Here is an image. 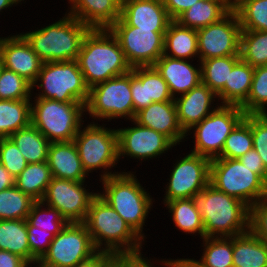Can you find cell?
Listing matches in <instances>:
<instances>
[{
    "label": "cell",
    "mask_w": 267,
    "mask_h": 267,
    "mask_svg": "<svg viewBox=\"0 0 267 267\" xmlns=\"http://www.w3.org/2000/svg\"><path fill=\"white\" fill-rule=\"evenodd\" d=\"M135 171V172H134ZM123 172L99 180L98 195L106 201L145 242L147 234L144 226L147 222L155 199L137 178L136 170Z\"/></svg>",
    "instance_id": "1"
},
{
    "label": "cell",
    "mask_w": 267,
    "mask_h": 267,
    "mask_svg": "<svg viewBox=\"0 0 267 267\" xmlns=\"http://www.w3.org/2000/svg\"><path fill=\"white\" fill-rule=\"evenodd\" d=\"M77 62L89 88L132 70L117 38L109 29L88 31Z\"/></svg>",
    "instance_id": "2"
},
{
    "label": "cell",
    "mask_w": 267,
    "mask_h": 267,
    "mask_svg": "<svg viewBox=\"0 0 267 267\" xmlns=\"http://www.w3.org/2000/svg\"><path fill=\"white\" fill-rule=\"evenodd\" d=\"M100 253H143V241L125 220L98 194L83 222Z\"/></svg>",
    "instance_id": "3"
},
{
    "label": "cell",
    "mask_w": 267,
    "mask_h": 267,
    "mask_svg": "<svg viewBox=\"0 0 267 267\" xmlns=\"http://www.w3.org/2000/svg\"><path fill=\"white\" fill-rule=\"evenodd\" d=\"M63 15L47 26L20 33L43 62L77 60L83 38L90 30L68 13Z\"/></svg>",
    "instance_id": "4"
},
{
    "label": "cell",
    "mask_w": 267,
    "mask_h": 267,
    "mask_svg": "<svg viewBox=\"0 0 267 267\" xmlns=\"http://www.w3.org/2000/svg\"><path fill=\"white\" fill-rule=\"evenodd\" d=\"M205 237H233L249 231L250 207L210 183L195 197Z\"/></svg>",
    "instance_id": "5"
},
{
    "label": "cell",
    "mask_w": 267,
    "mask_h": 267,
    "mask_svg": "<svg viewBox=\"0 0 267 267\" xmlns=\"http://www.w3.org/2000/svg\"><path fill=\"white\" fill-rule=\"evenodd\" d=\"M98 123L83 124L73 139L84 171L88 176H91L94 171L99 173V178L95 179L97 181L123 172L121 169L120 171L117 169V172L113 171L120 163L116 128Z\"/></svg>",
    "instance_id": "6"
},
{
    "label": "cell",
    "mask_w": 267,
    "mask_h": 267,
    "mask_svg": "<svg viewBox=\"0 0 267 267\" xmlns=\"http://www.w3.org/2000/svg\"><path fill=\"white\" fill-rule=\"evenodd\" d=\"M85 104L31 98V124L51 143L72 141L87 120Z\"/></svg>",
    "instance_id": "7"
},
{
    "label": "cell",
    "mask_w": 267,
    "mask_h": 267,
    "mask_svg": "<svg viewBox=\"0 0 267 267\" xmlns=\"http://www.w3.org/2000/svg\"><path fill=\"white\" fill-rule=\"evenodd\" d=\"M89 89L77 60L44 62L36 81L32 84V92L38 91L32 93V98L79 102L86 105Z\"/></svg>",
    "instance_id": "8"
},
{
    "label": "cell",
    "mask_w": 267,
    "mask_h": 267,
    "mask_svg": "<svg viewBox=\"0 0 267 267\" xmlns=\"http://www.w3.org/2000/svg\"><path fill=\"white\" fill-rule=\"evenodd\" d=\"M85 110L86 117L89 116V122L90 118L92 122L102 121L103 123L114 122L116 119L133 120L130 72L92 86L89 89Z\"/></svg>",
    "instance_id": "9"
},
{
    "label": "cell",
    "mask_w": 267,
    "mask_h": 267,
    "mask_svg": "<svg viewBox=\"0 0 267 267\" xmlns=\"http://www.w3.org/2000/svg\"><path fill=\"white\" fill-rule=\"evenodd\" d=\"M210 184L249 207L267 198V184L239 159H211Z\"/></svg>",
    "instance_id": "10"
},
{
    "label": "cell",
    "mask_w": 267,
    "mask_h": 267,
    "mask_svg": "<svg viewBox=\"0 0 267 267\" xmlns=\"http://www.w3.org/2000/svg\"><path fill=\"white\" fill-rule=\"evenodd\" d=\"M100 254L84 223H68L37 262L39 267H85Z\"/></svg>",
    "instance_id": "11"
},
{
    "label": "cell",
    "mask_w": 267,
    "mask_h": 267,
    "mask_svg": "<svg viewBox=\"0 0 267 267\" xmlns=\"http://www.w3.org/2000/svg\"><path fill=\"white\" fill-rule=\"evenodd\" d=\"M245 116L240 106L219 105L210 115L185 133L187 140L193 139L191 142L194 145L189 152L209 159L218 157L226 138Z\"/></svg>",
    "instance_id": "12"
},
{
    "label": "cell",
    "mask_w": 267,
    "mask_h": 267,
    "mask_svg": "<svg viewBox=\"0 0 267 267\" xmlns=\"http://www.w3.org/2000/svg\"><path fill=\"white\" fill-rule=\"evenodd\" d=\"M176 156L166 184L163 205L174 199L195 198L210 183L211 159L194 154L184 153Z\"/></svg>",
    "instance_id": "13"
},
{
    "label": "cell",
    "mask_w": 267,
    "mask_h": 267,
    "mask_svg": "<svg viewBox=\"0 0 267 267\" xmlns=\"http://www.w3.org/2000/svg\"><path fill=\"white\" fill-rule=\"evenodd\" d=\"M109 30L117 38L132 68L154 66L164 53L166 32H153L129 26L121 17Z\"/></svg>",
    "instance_id": "14"
},
{
    "label": "cell",
    "mask_w": 267,
    "mask_h": 267,
    "mask_svg": "<svg viewBox=\"0 0 267 267\" xmlns=\"http://www.w3.org/2000/svg\"><path fill=\"white\" fill-rule=\"evenodd\" d=\"M132 125L128 127H116L118 135V155L119 161L132 158L137 159L139 165L142 162L150 161L155 158L165 156L169 151L174 150L176 146L167 136L151 128L137 123L134 119L127 121ZM141 161V162H140Z\"/></svg>",
    "instance_id": "15"
},
{
    "label": "cell",
    "mask_w": 267,
    "mask_h": 267,
    "mask_svg": "<svg viewBox=\"0 0 267 267\" xmlns=\"http://www.w3.org/2000/svg\"><path fill=\"white\" fill-rule=\"evenodd\" d=\"M88 182L52 177L41 201L56 208L68 223H83L91 201L98 194L94 189L90 191L92 186Z\"/></svg>",
    "instance_id": "16"
},
{
    "label": "cell",
    "mask_w": 267,
    "mask_h": 267,
    "mask_svg": "<svg viewBox=\"0 0 267 267\" xmlns=\"http://www.w3.org/2000/svg\"><path fill=\"white\" fill-rule=\"evenodd\" d=\"M196 31L199 61L240 55L241 26L238 15L233 9L220 21Z\"/></svg>",
    "instance_id": "17"
},
{
    "label": "cell",
    "mask_w": 267,
    "mask_h": 267,
    "mask_svg": "<svg viewBox=\"0 0 267 267\" xmlns=\"http://www.w3.org/2000/svg\"><path fill=\"white\" fill-rule=\"evenodd\" d=\"M130 88L136 114L154 102L174 100L167 82L154 66L134 67L130 71Z\"/></svg>",
    "instance_id": "18"
},
{
    "label": "cell",
    "mask_w": 267,
    "mask_h": 267,
    "mask_svg": "<svg viewBox=\"0 0 267 267\" xmlns=\"http://www.w3.org/2000/svg\"><path fill=\"white\" fill-rule=\"evenodd\" d=\"M0 53L5 68L14 71L31 84L36 81L44 62L20 32L4 37L0 43Z\"/></svg>",
    "instance_id": "19"
},
{
    "label": "cell",
    "mask_w": 267,
    "mask_h": 267,
    "mask_svg": "<svg viewBox=\"0 0 267 267\" xmlns=\"http://www.w3.org/2000/svg\"><path fill=\"white\" fill-rule=\"evenodd\" d=\"M174 101L178 123L184 133L201 122L220 105L217 95L203 83L192 88L189 92L175 97Z\"/></svg>",
    "instance_id": "20"
},
{
    "label": "cell",
    "mask_w": 267,
    "mask_h": 267,
    "mask_svg": "<svg viewBox=\"0 0 267 267\" xmlns=\"http://www.w3.org/2000/svg\"><path fill=\"white\" fill-rule=\"evenodd\" d=\"M121 18L129 25L153 32H166L172 21L162 0H125Z\"/></svg>",
    "instance_id": "21"
},
{
    "label": "cell",
    "mask_w": 267,
    "mask_h": 267,
    "mask_svg": "<svg viewBox=\"0 0 267 267\" xmlns=\"http://www.w3.org/2000/svg\"><path fill=\"white\" fill-rule=\"evenodd\" d=\"M177 59L162 55L154 67L167 82L173 98L189 92L201 83L200 61Z\"/></svg>",
    "instance_id": "22"
},
{
    "label": "cell",
    "mask_w": 267,
    "mask_h": 267,
    "mask_svg": "<svg viewBox=\"0 0 267 267\" xmlns=\"http://www.w3.org/2000/svg\"><path fill=\"white\" fill-rule=\"evenodd\" d=\"M134 120L142 126L164 134L176 146L182 147V143L187 142L186 135L178 123L174 100L154 102L140 110Z\"/></svg>",
    "instance_id": "23"
},
{
    "label": "cell",
    "mask_w": 267,
    "mask_h": 267,
    "mask_svg": "<svg viewBox=\"0 0 267 267\" xmlns=\"http://www.w3.org/2000/svg\"><path fill=\"white\" fill-rule=\"evenodd\" d=\"M65 13L90 29H109L121 17L119 0H68Z\"/></svg>",
    "instance_id": "24"
},
{
    "label": "cell",
    "mask_w": 267,
    "mask_h": 267,
    "mask_svg": "<svg viewBox=\"0 0 267 267\" xmlns=\"http://www.w3.org/2000/svg\"><path fill=\"white\" fill-rule=\"evenodd\" d=\"M47 163L52 177L75 182L88 181V178L91 180L82 167L79 153L73 140L51 143L48 150Z\"/></svg>",
    "instance_id": "25"
},
{
    "label": "cell",
    "mask_w": 267,
    "mask_h": 267,
    "mask_svg": "<svg viewBox=\"0 0 267 267\" xmlns=\"http://www.w3.org/2000/svg\"><path fill=\"white\" fill-rule=\"evenodd\" d=\"M163 55L199 61L197 31L181 26L177 21L172 20L165 33Z\"/></svg>",
    "instance_id": "26"
},
{
    "label": "cell",
    "mask_w": 267,
    "mask_h": 267,
    "mask_svg": "<svg viewBox=\"0 0 267 267\" xmlns=\"http://www.w3.org/2000/svg\"><path fill=\"white\" fill-rule=\"evenodd\" d=\"M254 67L240 59L229 73L228 81L216 94L220 105L241 106L251 90Z\"/></svg>",
    "instance_id": "27"
},
{
    "label": "cell",
    "mask_w": 267,
    "mask_h": 267,
    "mask_svg": "<svg viewBox=\"0 0 267 267\" xmlns=\"http://www.w3.org/2000/svg\"><path fill=\"white\" fill-rule=\"evenodd\" d=\"M172 219L175 229L181 230L185 235L190 234L200 237L202 240L205 237L204 225L201 219L196 198L174 199L164 204Z\"/></svg>",
    "instance_id": "28"
},
{
    "label": "cell",
    "mask_w": 267,
    "mask_h": 267,
    "mask_svg": "<svg viewBox=\"0 0 267 267\" xmlns=\"http://www.w3.org/2000/svg\"><path fill=\"white\" fill-rule=\"evenodd\" d=\"M200 244L199 260L184 258L188 267H233V237H204Z\"/></svg>",
    "instance_id": "29"
},
{
    "label": "cell",
    "mask_w": 267,
    "mask_h": 267,
    "mask_svg": "<svg viewBox=\"0 0 267 267\" xmlns=\"http://www.w3.org/2000/svg\"><path fill=\"white\" fill-rule=\"evenodd\" d=\"M231 10L227 0H200L175 21L181 26L198 30L220 21Z\"/></svg>",
    "instance_id": "30"
},
{
    "label": "cell",
    "mask_w": 267,
    "mask_h": 267,
    "mask_svg": "<svg viewBox=\"0 0 267 267\" xmlns=\"http://www.w3.org/2000/svg\"><path fill=\"white\" fill-rule=\"evenodd\" d=\"M233 267H267V245L250 230L233 236Z\"/></svg>",
    "instance_id": "31"
},
{
    "label": "cell",
    "mask_w": 267,
    "mask_h": 267,
    "mask_svg": "<svg viewBox=\"0 0 267 267\" xmlns=\"http://www.w3.org/2000/svg\"><path fill=\"white\" fill-rule=\"evenodd\" d=\"M10 138L28 164L47 161L51 142L32 124L14 132Z\"/></svg>",
    "instance_id": "32"
},
{
    "label": "cell",
    "mask_w": 267,
    "mask_h": 267,
    "mask_svg": "<svg viewBox=\"0 0 267 267\" xmlns=\"http://www.w3.org/2000/svg\"><path fill=\"white\" fill-rule=\"evenodd\" d=\"M31 124V99L0 100V138Z\"/></svg>",
    "instance_id": "33"
},
{
    "label": "cell",
    "mask_w": 267,
    "mask_h": 267,
    "mask_svg": "<svg viewBox=\"0 0 267 267\" xmlns=\"http://www.w3.org/2000/svg\"><path fill=\"white\" fill-rule=\"evenodd\" d=\"M26 219L0 220V250H6L23 258L31 265Z\"/></svg>",
    "instance_id": "34"
},
{
    "label": "cell",
    "mask_w": 267,
    "mask_h": 267,
    "mask_svg": "<svg viewBox=\"0 0 267 267\" xmlns=\"http://www.w3.org/2000/svg\"><path fill=\"white\" fill-rule=\"evenodd\" d=\"M51 179L52 174L47 161L29 163L15 178V186L35 201H41Z\"/></svg>",
    "instance_id": "35"
},
{
    "label": "cell",
    "mask_w": 267,
    "mask_h": 267,
    "mask_svg": "<svg viewBox=\"0 0 267 267\" xmlns=\"http://www.w3.org/2000/svg\"><path fill=\"white\" fill-rule=\"evenodd\" d=\"M240 59V55H232L200 61L201 83L217 94L228 81L229 73Z\"/></svg>",
    "instance_id": "36"
},
{
    "label": "cell",
    "mask_w": 267,
    "mask_h": 267,
    "mask_svg": "<svg viewBox=\"0 0 267 267\" xmlns=\"http://www.w3.org/2000/svg\"><path fill=\"white\" fill-rule=\"evenodd\" d=\"M240 57L254 68L267 65V31L241 30Z\"/></svg>",
    "instance_id": "37"
},
{
    "label": "cell",
    "mask_w": 267,
    "mask_h": 267,
    "mask_svg": "<svg viewBox=\"0 0 267 267\" xmlns=\"http://www.w3.org/2000/svg\"><path fill=\"white\" fill-rule=\"evenodd\" d=\"M35 202L15 185L0 191V220H24Z\"/></svg>",
    "instance_id": "38"
},
{
    "label": "cell",
    "mask_w": 267,
    "mask_h": 267,
    "mask_svg": "<svg viewBox=\"0 0 267 267\" xmlns=\"http://www.w3.org/2000/svg\"><path fill=\"white\" fill-rule=\"evenodd\" d=\"M252 148V114H249L245 116L226 138L218 158L238 159Z\"/></svg>",
    "instance_id": "39"
},
{
    "label": "cell",
    "mask_w": 267,
    "mask_h": 267,
    "mask_svg": "<svg viewBox=\"0 0 267 267\" xmlns=\"http://www.w3.org/2000/svg\"><path fill=\"white\" fill-rule=\"evenodd\" d=\"M233 10L241 30L267 31V0H242Z\"/></svg>",
    "instance_id": "40"
},
{
    "label": "cell",
    "mask_w": 267,
    "mask_h": 267,
    "mask_svg": "<svg viewBox=\"0 0 267 267\" xmlns=\"http://www.w3.org/2000/svg\"><path fill=\"white\" fill-rule=\"evenodd\" d=\"M240 107L246 115L267 114V65L254 68L250 93Z\"/></svg>",
    "instance_id": "41"
},
{
    "label": "cell",
    "mask_w": 267,
    "mask_h": 267,
    "mask_svg": "<svg viewBox=\"0 0 267 267\" xmlns=\"http://www.w3.org/2000/svg\"><path fill=\"white\" fill-rule=\"evenodd\" d=\"M31 225L49 231L55 236L60 233L68 222L60 212L42 201H35L26 219Z\"/></svg>",
    "instance_id": "42"
},
{
    "label": "cell",
    "mask_w": 267,
    "mask_h": 267,
    "mask_svg": "<svg viewBox=\"0 0 267 267\" xmlns=\"http://www.w3.org/2000/svg\"><path fill=\"white\" fill-rule=\"evenodd\" d=\"M32 84L5 67L0 72V100L32 98Z\"/></svg>",
    "instance_id": "43"
},
{
    "label": "cell",
    "mask_w": 267,
    "mask_h": 267,
    "mask_svg": "<svg viewBox=\"0 0 267 267\" xmlns=\"http://www.w3.org/2000/svg\"><path fill=\"white\" fill-rule=\"evenodd\" d=\"M0 163L15 178L28 164L10 137L0 138Z\"/></svg>",
    "instance_id": "44"
},
{
    "label": "cell",
    "mask_w": 267,
    "mask_h": 267,
    "mask_svg": "<svg viewBox=\"0 0 267 267\" xmlns=\"http://www.w3.org/2000/svg\"><path fill=\"white\" fill-rule=\"evenodd\" d=\"M26 228L28 232V244L31 252V265H37V262L47 252L55 235L49 231H43V229L31 225L27 220Z\"/></svg>",
    "instance_id": "45"
},
{
    "label": "cell",
    "mask_w": 267,
    "mask_h": 267,
    "mask_svg": "<svg viewBox=\"0 0 267 267\" xmlns=\"http://www.w3.org/2000/svg\"><path fill=\"white\" fill-rule=\"evenodd\" d=\"M253 148L267 171V114H252Z\"/></svg>",
    "instance_id": "46"
},
{
    "label": "cell",
    "mask_w": 267,
    "mask_h": 267,
    "mask_svg": "<svg viewBox=\"0 0 267 267\" xmlns=\"http://www.w3.org/2000/svg\"><path fill=\"white\" fill-rule=\"evenodd\" d=\"M249 230L267 245V198L250 207Z\"/></svg>",
    "instance_id": "47"
},
{
    "label": "cell",
    "mask_w": 267,
    "mask_h": 267,
    "mask_svg": "<svg viewBox=\"0 0 267 267\" xmlns=\"http://www.w3.org/2000/svg\"><path fill=\"white\" fill-rule=\"evenodd\" d=\"M154 256L151 257H147L144 255V253L142 254H131V263H130V267H181L185 262H184V258H161L159 259V257H155ZM158 259V260H157ZM155 260V261H154ZM158 265V266H156ZM160 265V266H159Z\"/></svg>",
    "instance_id": "48"
},
{
    "label": "cell",
    "mask_w": 267,
    "mask_h": 267,
    "mask_svg": "<svg viewBox=\"0 0 267 267\" xmlns=\"http://www.w3.org/2000/svg\"><path fill=\"white\" fill-rule=\"evenodd\" d=\"M129 253H100L90 264L91 267H130Z\"/></svg>",
    "instance_id": "49"
},
{
    "label": "cell",
    "mask_w": 267,
    "mask_h": 267,
    "mask_svg": "<svg viewBox=\"0 0 267 267\" xmlns=\"http://www.w3.org/2000/svg\"><path fill=\"white\" fill-rule=\"evenodd\" d=\"M244 166L252 169L267 184V171L263 165L260 155L252 148L247 151L243 156L238 158Z\"/></svg>",
    "instance_id": "50"
},
{
    "label": "cell",
    "mask_w": 267,
    "mask_h": 267,
    "mask_svg": "<svg viewBox=\"0 0 267 267\" xmlns=\"http://www.w3.org/2000/svg\"><path fill=\"white\" fill-rule=\"evenodd\" d=\"M171 20H176L183 12L188 10L200 0H162Z\"/></svg>",
    "instance_id": "51"
},
{
    "label": "cell",
    "mask_w": 267,
    "mask_h": 267,
    "mask_svg": "<svg viewBox=\"0 0 267 267\" xmlns=\"http://www.w3.org/2000/svg\"><path fill=\"white\" fill-rule=\"evenodd\" d=\"M20 256L6 250H0V267H29Z\"/></svg>",
    "instance_id": "52"
},
{
    "label": "cell",
    "mask_w": 267,
    "mask_h": 267,
    "mask_svg": "<svg viewBox=\"0 0 267 267\" xmlns=\"http://www.w3.org/2000/svg\"><path fill=\"white\" fill-rule=\"evenodd\" d=\"M14 185H15V177H13L0 163V191L9 189Z\"/></svg>",
    "instance_id": "53"
},
{
    "label": "cell",
    "mask_w": 267,
    "mask_h": 267,
    "mask_svg": "<svg viewBox=\"0 0 267 267\" xmlns=\"http://www.w3.org/2000/svg\"><path fill=\"white\" fill-rule=\"evenodd\" d=\"M14 7V5L9 0H0V14L3 15V10H7Z\"/></svg>",
    "instance_id": "54"
},
{
    "label": "cell",
    "mask_w": 267,
    "mask_h": 267,
    "mask_svg": "<svg viewBox=\"0 0 267 267\" xmlns=\"http://www.w3.org/2000/svg\"><path fill=\"white\" fill-rule=\"evenodd\" d=\"M242 0H227L228 4L230 5V7L233 9L239 2H241Z\"/></svg>",
    "instance_id": "55"
},
{
    "label": "cell",
    "mask_w": 267,
    "mask_h": 267,
    "mask_svg": "<svg viewBox=\"0 0 267 267\" xmlns=\"http://www.w3.org/2000/svg\"><path fill=\"white\" fill-rule=\"evenodd\" d=\"M15 7L16 6H18L19 4V6H21V4L23 3V4H25V2L27 1V0H9ZM25 1V2H24Z\"/></svg>",
    "instance_id": "56"
},
{
    "label": "cell",
    "mask_w": 267,
    "mask_h": 267,
    "mask_svg": "<svg viewBox=\"0 0 267 267\" xmlns=\"http://www.w3.org/2000/svg\"><path fill=\"white\" fill-rule=\"evenodd\" d=\"M3 67H4V65H3V57H2V55L0 53V72H1Z\"/></svg>",
    "instance_id": "57"
},
{
    "label": "cell",
    "mask_w": 267,
    "mask_h": 267,
    "mask_svg": "<svg viewBox=\"0 0 267 267\" xmlns=\"http://www.w3.org/2000/svg\"><path fill=\"white\" fill-rule=\"evenodd\" d=\"M3 39H4V37H2V35H1V37H0V43L2 42Z\"/></svg>",
    "instance_id": "58"
},
{
    "label": "cell",
    "mask_w": 267,
    "mask_h": 267,
    "mask_svg": "<svg viewBox=\"0 0 267 267\" xmlns=\"http://www.w3.org/2000/svg\"><path fill=\"white\" fill-rule=\"evenodd\" d=\"M29 267H39L38 265H30Z\"/></svg>",
    "instance_id": "59"
},
{
    "label": "cell",
    "mask_w": 267,
    "mask_h": 267,
    "mask_svg": "<svg viewBox=\"0 0 267 267\" xmlns=\"http://www.w3.org/2000/svg\"><path fill=\"white\" fill-rule=\"evenodd\" d=\"M181 267H188L185 263Z\"/></svg>",
    "instance_id": "60"
}]
</instances>
